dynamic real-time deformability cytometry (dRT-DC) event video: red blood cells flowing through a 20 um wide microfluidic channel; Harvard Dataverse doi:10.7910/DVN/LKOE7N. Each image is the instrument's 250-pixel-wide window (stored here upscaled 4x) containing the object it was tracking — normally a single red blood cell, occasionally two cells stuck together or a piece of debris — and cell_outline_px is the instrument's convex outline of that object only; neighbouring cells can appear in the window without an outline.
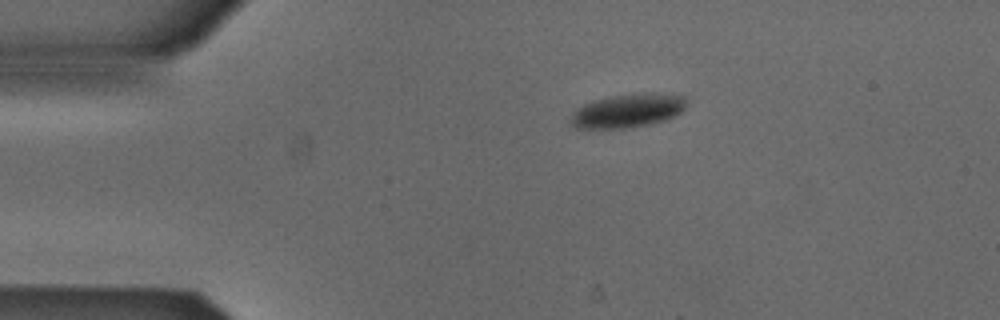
{"species": "Egyptian fruit bat (a non-hibernating species)", "species_latin": "Rousettus aegyptiacus", "temperature_condition": "cold", "stored_images_in_passage": 4, "camera_frame_rate_fps": 3000, "um_per_image_px": 0.085, "animal": {"sex": "male"}, "frame": {"image": 1, "passage_image": 1, "time_ms": 0.0, "image_size_px": [1000, 320], "cell_outline_px": [[688, 104], [680, 112], [664, 120], [648, 124], [624, 128], [576, 128], [568, 120], [576, 108], [592, 100], [608, 96], [644, 92], [656, 92], [688, 96]], "centroid_in_image_um": [53.37, 9.37], "position_along_channel_um": 31.6, "area_um2": 23.06}}
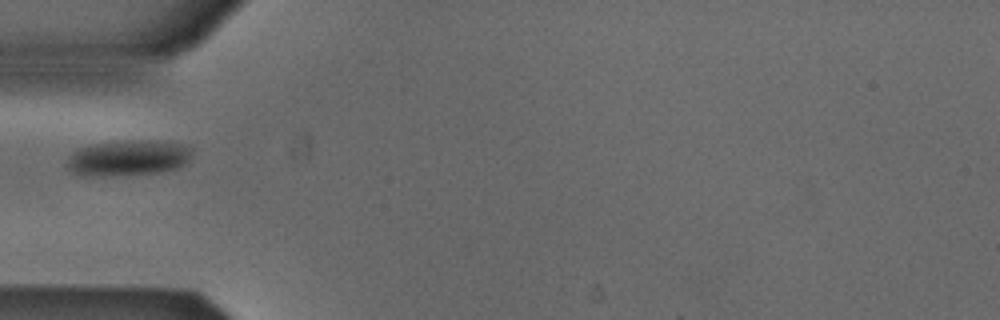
{"frame": {"image": 2, "passage_image": 3, "time_ms": 0.667, "image_size_px": [1000, 320], "cell_outline_px": [[192, 156], [188, 164], [176, 168], [160, 172], [124, 176], [80, 176], [64, 168], [64, 164], [68, 156], [72, 152], [88, 144], [128, 140], [156, 140], [188, 144], [192, 148]], "centroid_in_image_um": [10.88, 13.43], "position_along_channel_um": 74.1, "area_um2": 27.17}}
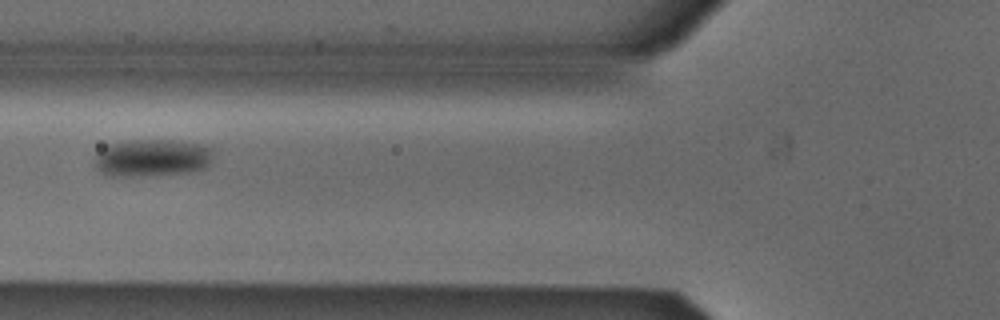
{"frame": {"image": 3, "passage_image": 4, "time_ms": 1.0, "image_size_px": [1000, 320], "cell_outline_px": [[212, 160], [204, 168], [188, 172], [140, 176], [112, 176], [100, 172], [92, 164], [92, 160], [108, 144], [128, 140], [172, 140], [200, 144], [212, 148]], "centroid_in_image_um": [12.89, 13.42], "position_along_channel_um": 112.9, "area_um2": 25.89}}